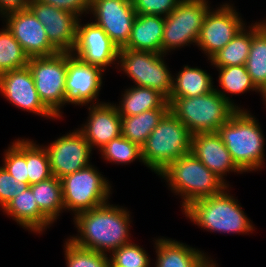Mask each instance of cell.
Returning a JSON list of instances; mask_svg holds the SVG:
<instances>
[{"instance_id":"1","label":"cell","mask_w":266,"mask_h":267,"mask_svg":"<svg viewBox=\"0 0 266 267\" xmlns=\"http://www.w3.org/2000/svg\"><path fill=\"white\" fill-rule=\"evenodd\" d=\"M127 208L110 204L77 213L73 222L78 234L68 238L77 246L100 253H112L130 240L131 215Z\"/></svg>"},{"instance_id":"2","label":"cell","mask_w":266,"mask_h":267,"mask_svg":"<svg viewBox=\"0 0 266 267\" xmlns=\"http://www.w3.org/2000/svg\"><path fill=\"white\" fill-rule=\"evenodd\" d=\"M249 112L237 110L217 131L242 172H256L265 164V136L255 115Z\"/></svg>"},{"instance_id":"3","label":"cell","mask_w":266,"mask_h":267,"mask_svg":"<svg viewBox=\"0 0 266 267\" xmlns=\"http://www.w3.org/2000/svg\"><path fill=\"white\" fill-rule=\"evenodd\" d=\"M158 176L182 199V211L194 201L220 194L228 187L192 152L171 162Z\"/></svg>"},{"instance_id":"4","label":"cell","mask_w":266,"mask_h":267,"mask_svg":"<svg viewBox=\"0 0 266 267\" xmlns=\"http://www.w3.org/2000/svg\"><path fill=\"white\" fill-rule=\"evenodd\" d=\"M229 186L220 194L194 201L183 214L203 230L223 234L253 233L255 227L243 211L238 199L229 192Z\"/></svg>"},{"instance_id":"5","label":"cell","mask_w":266,"mask_h":267,"mask_svg":"<svg viewBox=\"0 0 266 267\" xmlns=\"http://www.w3.org/2000/svg\"><path fill=\"white\" fill-rule=\"evenodd\" d=\"M170 111L187 127L191 135L217 133L237 109L215 89L205 95L169 98Z\"/></svg>"},{"instance_id":"6","label":"cell","mask_w":266,"mask_h":267,"mask_svg":"<svg viewBox=\"0 0 266 267\" xmlns=\"http://www.w3.org/2000/svg\"><path fill=\"white\" fill-rule=\"evenodd\" d=\"M191 136L169 111L141 146L144 165L158 175L171 162L191 152Z\"/></svg>"},{"instance_id":"7","label":"cell","mask_w":266,"mask_h":267,"mask_svg":"<svg viewBox=\"0 0 266 267\" xmlns=\"http://www.w3.org/2000/svg\"><path fill=\"white\" fill-rule=\"evenodd\" d=\"M90 164L61 178L64 211L77 213L107 203L112 186L109 180Z\"/></svg>"},{"instance_id":"8","label":"cell","mask_w":266,"mask_h":267,"mask_svg":"<svg viewBox=\"0 0 266 267\" xmlns=\"http://www.w3.org/2000/svg\"><path fill=\"white\" fill-rule=\"evenodd\" d=\"M164 57L166 54L121 48L117 69L127 74L126 76L132 79L135 86L156 90L168 100L174 75L168 69Z\"/></svg>"},{"instance_id":"9","label":"cell","mask_w":266,"mask_h":267,"mask_svg":"<svg viewBox=\"0 0 266 267\" xmlns=\"http://www.w3.org/2000/svg\"><path fill=\"white\" fill-rule=\"evenodd\" d=\"M209 0H182L167 16L161 44V54L196 45L205 15L209 11ZM194 43V44H193Z\"/></svg>"},{"instance_id":"10","label":"cell","mask_w":266,"mask_h":267,"mask_svg":"<svg viewBox=\"0 0 266 267\" xmlns=\"http://www.w3.org/2000/svg\"><path fill=\"white\" fill-rule=\"evenodd\" d=\"M27 66L31 71L35 88L43 104L58 119L62 118L61 108H64L67 52H58L52 56L30 57Z\"/></svg>"},{"instance_id":"11","label":"cell","mask_w":266,"mask_h":267,"mask_svg":"<svg viewBox=\"0 0 266 267\" xmlns=\"http://www.w3.org/2000/svg\"><path fill=\"white\" fill-rule=\"evenodd\" d=\"M234 4L222 3L216 9L210 8L205 15L196 45L210 60L225 47L245 25Z\"/></svg>"},{"instance_id":"12","label":"cell","mask_w":266,"mask_h":267,"mask_svg":"<svg viewBox=\"0 0 266 267\" xmlns=\"http://www.w3.org/2000/svg\"><path fill=\"white\" fill-rule=\"evenodd\" d=\"M104 72L101 68L85 63L67 52L64 105L86 106L89 103H103L98 96L103 87Z\"/></svg>"},{"instance_id":"13","label":"cell","mask_w":266,"mask_h":267,"mask_svg":"<svg viewBox=\"0 0 266 267\" xmlns=\"http://www.w3.org/2000/svg\"><path fill=\"white\" fill-rule=\"evenodd\" d=\"M44 147L49 156L52 175L58 179L91 164L90 156L93 150L78 128L57 137Z\"/></svg>"},{"instance_id":"14","label":"cell","mask_w":266,"mask_h":267,"mask_svg":"<svg viewBox=\"0 0 266 267\" xmlns=\"http://www.w3.org/2000/svg\"><path fill=\"white\" fill-rule=\"evenodd\" d=\"M77 26V39L72 54L85 63L101 68H106L115 64L117 68L120 49L107 35V33L93 21ZM116 62V63H115Z\"/></svg>"},{"instance_id":"15","label":"cell","mask_w":266,"mask_h":267,"mask_svg":"<svg viewBox=\"0 0 266 267\" xmlns=\"http://www.w3.org/2000/svg\"><path fill=\"white\" fill-rule=\"evenodd\" d=\"M89 14L119 49L127 44L137 16L132 0H91Z\"/></svg>"},{"instance_id":"16","label":"cell","mask_w":266,"mask_h":267,"mask_svg":"<svg viewBox=\"0 0 266 267\" xmlns=\"http://www.w3.org/2000/svg\"><path fill=\"white\" fill-rule=\"evenodd\" d=\"M28 8L44 26L49 42L59 52H72L80 17L52 5L30 0Z\"/></svg>"},{"instance_id":"17","label":"cell","mask_w":266,"mask_h":267,"mask_svg":"<svg viewBox=\"0 0 266 267\" xmlns=\"http://www.w3.org/2000/svg\"><path fill=\"white\" fill-rule=\"evenodd\" d=\"M0 93L18 109L44 118L57 119L41 101L28 66L1 73Z\"/></svg>"},{"instance_id":"18","label":"cell","mask_w":266,"mask_h":267,"mask_svg":"<svg viewBox=\"0 0 266 267\" xmlns=\"http://www.w3.org/2000/svg\"><path fill=\"white\" fill-rule=\"evenodd\" d=\"M2 19L29 58L52 56L59 52L49 42L44 26L29 8L8 13Z\"/></svg>"},{"instance_id":"19","label":"cell","mask_w":266,"mask_h":267,"mask_svg":"<svg viewBox=\"0 0 266 267\" xmlns=\"http://www.w3.org/2000/svg\"><path fill=\"white\" fill-rule=\"evenodd\" d=\"M85 124L78 128L84 135L91 149L99 151L112 139L121 135V116L114 103L103 102L88 107Z\"/></svg>"},{"instance_id":"20","label":"cell","mask_w":266,"mask_h":267,"mask_svg":"<svg viewBox=\"0 0 266 267\" xmlns=\"http://www.w3.org/2000/svg\"><path fill=\"white\" fill-rule=\"evenodd\" d=\"M191 152L228 186H230L228 181L226 182L224 179L227 173H243L233 161L218 133L193 134L191 136Z\"/></svg>"},{"instance_id":"21","label":"cell","mask_w":266,"mask_h":267,"mask_svg":"<svg viewBox=\"0 0 266 267\" xmlns=\"http://www.w3.org/2000/svg\"><path fill=\"white\" fill-rule=\"evenodd\" d=\"M153 241L157 256L155 267H219L206 252L186 243L165 237Z\"/></svg>"},{"instance_id":"22","label":"cell","mask_w":266,"mask_h":267,"mask_svg":"<svg viewBox=\"0 0 266 267\" xmlns=\"http://www.w3.org/2000/svg\"><path fill=\"white\" fill-rule=\"evenodd\" d=\"M2 210L8 217H12L19 226L30 232L33 231L32 233L35 234H42L53 224L40 211L30 186L9 201Z\"/></svg>"},{"instance_id":"23","label":"cell","mask_w":266,"mask_h":267,"mask_svg":"<svg viewBox=\"0 0 266 267\" xmlns=\"http://www.w3.org/2000/svg\"><path fill=\"white\" fill-rule=\"evenodd\" d=\"M165 17L137 14L130 38L122 49L161 54Z\"/></svg>"},{"instance_id":"24","label":"cell","mask_w":266,"mask_h":267,"mask_svg":"<svg viewBox=\"0 0 266 267\" xmlns=\"http://www.w3.org/2000/svg\"><path fill=\"white\" fill-rule=\"evenodd\" d=\"M119 104L115 103L120 116H133L152 109H170L167 99L148 87L131 86L124 90Z\"/></svg>"},{"instance_id":"25","label":"cell","mask_w":266,"mask_h":267,"mask_svg":"<svg viewBox=\"0 0 266 267\" xmlns=\"http://www.w3.org/2000/svg\"><path fill=\"white\" fill-rule=\"evenodd\" d=\"M173 77V86L169 98H184L205 95L215 89L213 77L198 67L184 65Z\"/></svg>"},{"instance_id":"26","label":"cell","mask_w":266,"mask_h":267,"mask_svg":"<svg viewBox=\"0 0 266 267\" xmlns=\"http://www.w3.org/2000/svg\"><path fill=\"white\" fill-rule=\"evenodd\" d=\"M215 68L219 73L217 81L221 86V90L218 89V86L215 88V90L223 98L230 102L237 110H242V107L238 106V104H235L233 99L230 98L229 93L233 95H239L248 91H255L262 95L263 101H265L264 104L266 103V96L252 82L245 65Z\"/></svg>"},{"instance_id":"27","label":"cell","mask_w":266,"mask_h":267,"mask_svg":"<svg viewBox=\"0 0 266 267\" xmlns=\"http://www.w3.org/2000/svg\"><path fill=\"white\" fill-rule=\"evenodd\" d=\"M170 109H152L133 116H121V135L142 146Z\"/></svg>"},{"instance_id":"28","label":"cell","mask_w":266,"mask_h":267,"mask_svg":"<svg viewBox=\"0 0 266 267\" xmlns=\"http://www.w3.org/2000/svg\"><path fill=\"white\" fill-rule=\"evenodd\" d=\"M247 27L245 25L239 30L233 39L210 59L211 66L227 67L246 64L253 39V23Z\"/></svg>"},{"instance_id":"29","label":"cell","mask_w":266,"mask_h":267,"mask_svg":"<svg viewBox=\"0 0 266 267\" xmlns=\"http://www.w3.org/2000/svg\"><path fill=\"white\" fill-rule=\"evenodd\" d=\"M30 187L40 211L54 224L64 212L61 179L53 176Z\"/></svg>"},{"instance_id":"30","label":"cell","mask_w":266,"mask_h":267,"mask_svg":"<svg viewBox=\"0 0 266 267\" xmlns=\"http://www.w3.org/2000/svg\"><path fill=\"white\" fill-rule=\"evenodd\" d=\"M255 86L266 96V36L253 24V39L245 64Z\"/></svg>"},{"instance_id":"31","label":"cell","mask_w":266,"mask_h":267,"mask_svg":"<svg viewBox=\"0 0 266 267\" xmlns=\"http://www.w3.org/2000/svg\"><path fill=\"white\" fill-rule=\"evenodd\" d=\"M28 61L29 56L4 25V28L0 29V74L26 67Z\"/></svg>"},{"instance_id":"32","label":"cell","mask_w":266,"mask_h":267,"mask_svg":"<svg viewBox=\"0 0 266 267\" xmlns=\"http://www.w3.org/2000/svg\"><path fill=\"white\" fill-rule=\"evenodd\" d=\"M39 145L33 139H26V163L29 186L53 177L48 153L43 144Z\"/></svg>"},{"instance_id":"33","label":"cell","mask_w":266,"mask_h":267,"mask_svg":"<svg viewBox=\"0 0 266 267\" xmlns=\"http://www.w3.org/2000/svg\"><path fill=\"white\" fill-rule=\"evenodd\" d=\"M99 151L102 155L101 158L112 164L127 165L128 163H133V161L135 162V160H139V162L144 164L141 146L131 142L122 135L112 139Z\"/></svg>"},{"instance_id":"34","label":"cell","mask_w":266,"mask_h":267,"mask_svg":"<svg viewBox=\"0 0 266 267\" xmlns=\"http://www.w3.org/2000/svg\"><path fill=\"white\" fill-rule=\"evenodd\" d=\"M67 267H108L109 256L91 249L77 246L68 238L64 243Z\"/></svg>"},{"instance_id":"35","label":"cell","mask_w":266,"mask_h":267,"mask_svg":"<svg viewBox=\"0 0 266 267\" xmlns=\"http://www.w3.org/2000/svg\"><path fill=\"white\" fill-rule=\"evenodd\" d=\"M3 167L15 179L21 183L28 184L27 163H26V139L14 140L8 149L4 150Z\"/></svg>"},{"instance_id":"36","label":"cell","mask_w":266,"mask_h":267,"mask_svg":"<svg viewBox=\"0 0 266 267\" xmlns=\"http://www.w3.org/2000/svg\"><path fill=\"white\" fill-rule=\"evenodd\" d=\"M149 256L144 247L130 242L114 250L109 259L116 267H150Z\"/></svg>"},{"instance_id":"37","label":"cell","mask_w":266,"mask_h":267,"mask_svg":"<svg viewBox=\"0 0 266 267\" xmlns=\"http://www.w3.org/2000/svg\"><path fill=\"white\" fill-rule=\"evenodd\" d=\"M182 0H132L137 14L144 15H169Z\"/></svg>"},{"instance_id":"38","label":"cell","mask_w":266,"mask_h":267,"mask_svg":"<svg viewBox=\"0 0 266 267\" xmlns=\"http://www.w3.org/2000/svg\"><path fill=\"white\" fill-rule=\"evenodd\" d=\"M28 184L21 183V181L15 179L7 170L0 166V208L1 210L11 201L22 193Z\"/></svg>"},{"instance_id":"39","label":"cell","mask_w":266,"mask_h":267,"mask_svg":"<svg viewBox=\"0 0 266 267\" xmlns=\"http://www.w3.org/2000/svg\"><path fill=\"white\" fill-rule=\"evenodd\" d=\"M45 4L52 5L64 11L76 14L81 18L82 15L86 16L90 12L91 0H37Z\"/></svg>"},{"instance_id":"40","label":"cell","mask_w":266,"mask_h":267,"mask_svg":"<svg viewBox=\"0 0 266 267\" xmlns=\"http://www.w3.org/2000/svg\"><path fill=\"white\" fill-rule=\"evenodd\" d=\"M30 0H0V17L28 8Z\"/></svg>"},{"instance_id":"41","label":"cell","mask_w":266,"mask_h":267,"mask_svg":"<svg viewBox=\"0 0 266 267\" xmlns=\"http://www.w3.org/2000/svg\"><path fill=\"white\" fill-rule=\"evenodd\" d=\"M256 23H257V25H258V27H259V29L265 34V36H266V19H264V20H260V22H257L256 21Z\"/></svg>"},{"instance_id":"42","label":"cell","mask_w":266,"mask_h":267,"mask_svg":"<svg viewBox=\"0 0 266 267\" xmlns=\"http://www.w3.org/2000/svg\"><path fill=\"white\" fill-rule=\"evenodd\" d=\"M108 267H116V266H114V265L110 262Z\"/></svg>"}]
</instances>
